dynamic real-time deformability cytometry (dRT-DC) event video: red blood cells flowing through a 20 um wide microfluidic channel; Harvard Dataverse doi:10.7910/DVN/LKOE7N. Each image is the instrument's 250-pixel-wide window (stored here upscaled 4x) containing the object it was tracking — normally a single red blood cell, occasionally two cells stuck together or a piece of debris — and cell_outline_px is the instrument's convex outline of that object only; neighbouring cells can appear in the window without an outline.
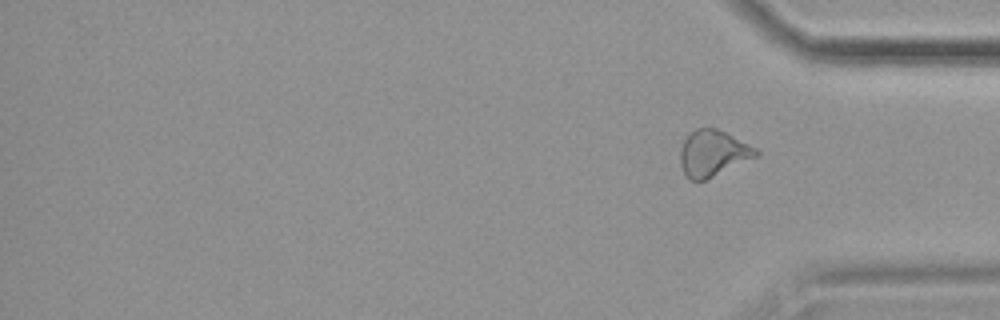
{"species": "common noctule bat (a hibernating species)", "species_latin": "Nyctalus noctula", "temperature_condition": "cold", "stored_images_in_passage": 16, "camera_frame_rate_fps": 3000, "um_per_image_px": 0.085, "animal": {"sex": "female", "body_mass_g": 19.9}, "frame": {"image": 1, "passage_image": 16, "time_ms": 19.333, "image_size_px": [1000, 320], "cell_outline_px": [[760, 156], [704, 180], [692, 180], [684, 172], [680, 164], [680, 148], [684, 140], [696, 128], [716, 128], [756, 148], [760, 152]], "centroid_in_image_um": [60.62, 13.03], "position_along_channel_um": 374.6, "area_um2": 20.11}}